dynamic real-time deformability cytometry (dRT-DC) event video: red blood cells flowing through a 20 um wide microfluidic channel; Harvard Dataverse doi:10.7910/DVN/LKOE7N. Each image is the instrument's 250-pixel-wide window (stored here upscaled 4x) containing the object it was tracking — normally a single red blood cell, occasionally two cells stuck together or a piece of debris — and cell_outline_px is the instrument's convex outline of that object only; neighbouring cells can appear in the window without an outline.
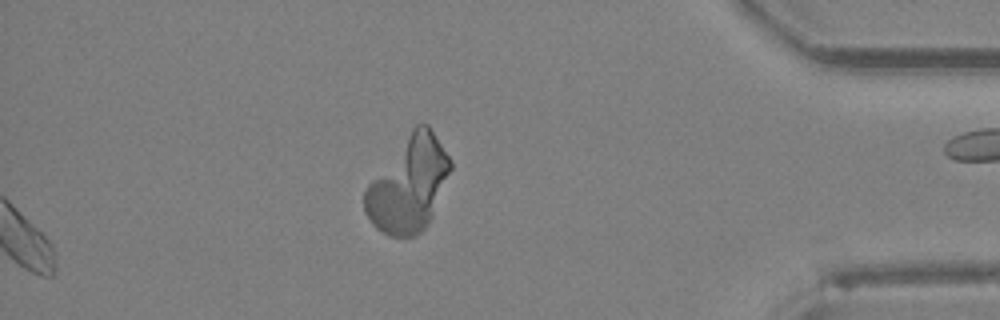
{"species": "Egyptian fruit bat (a non-hibernating species)", "species_latin": "Rousettus aegyptiacus", "temperature_condition": "room temperature", "stored_images_in_passage": 20, "camera_frame_rate_fps": 3000, "um_per_image_px": 0.085, "animal": {"sex": "female"}, "frame": {"image": 1, "passage_image": 17, "time_ms": 5.333, "image_size_px": [1000, 320], "cell_outline_px": [[452, 168], [432, 216], [428, 224], [416, 236], [388, 236], [376, 228], [372, 224], [364, 212], [364, 192], [368, 184], [412, 128], [416, 124], [428, 124], [452, 160]], "centroid_in_image_um": [34.73, 15.69], "position_along_channel_um": 400.5, "area_um2": 46.99}}